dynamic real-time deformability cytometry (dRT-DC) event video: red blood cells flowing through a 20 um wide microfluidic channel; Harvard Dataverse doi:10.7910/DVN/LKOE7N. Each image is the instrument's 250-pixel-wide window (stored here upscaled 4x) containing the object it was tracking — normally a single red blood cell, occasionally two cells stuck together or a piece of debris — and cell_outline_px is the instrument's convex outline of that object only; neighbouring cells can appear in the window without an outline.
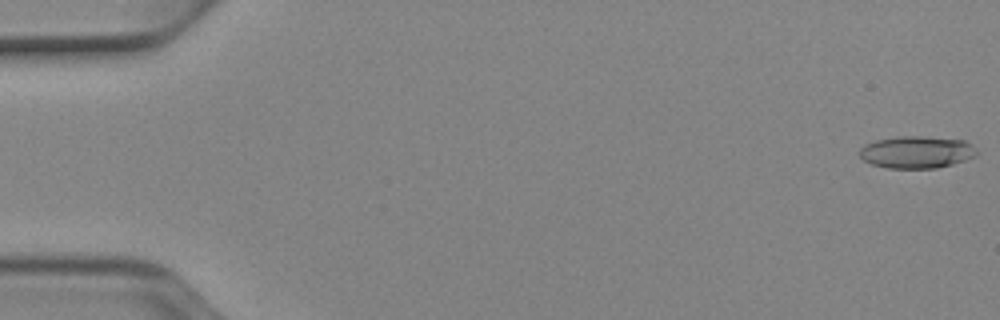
{"species": "Egyptian fruit bat (a non-hibernating species)", "species_latin": "Rousettus aegyptiacus", "temperature_condition": "cold", "stored_images_in_passage": 52, "camera_frame_rate_fps": 3000, "um_per_image_px": 0.085, "animal": {"sex": "female"}, "frame": {"image": 1, "passage_image": 1, "time_ms": 0.0, "image_size_px": [1000, 320], "cell_outline_px": [[976, 156], [952, 164], [936, 168], [888, 168], [872, 164], [864, 160], [860, 156], [860, 148], [864, 144], [876, 140], [900, 136], [920, 136], [964, 140], [972, 144], [976, 152]], "centroid_in_image_um": [77.9, 12.93], "position_along_channel_um": 7.1, "area_um2": 21.85}}
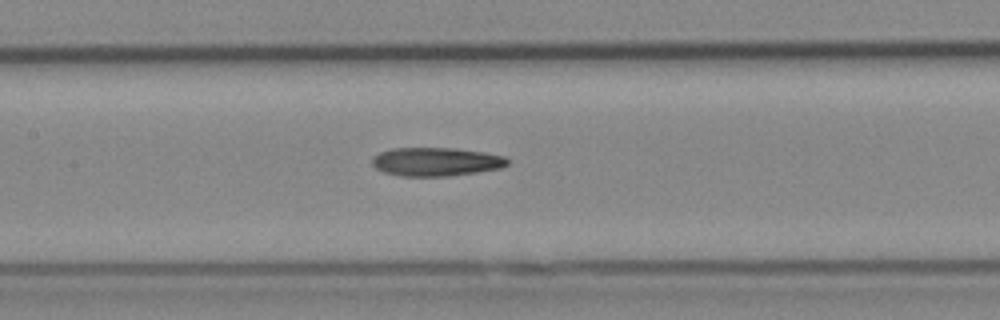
{"frame": {"image": 2, "passage_image": 25, "time_ms": 8.0, "image_size_px": [1000, 320], "cell_outline_px": [[508, 164], [500, 168], [476, 172], [448, 176], [400, 176], [384, 172], [376, 168], [372, 164], [372, 156], [380, 152], [392, 148], [456, 148], [484, 152], [504, 156], [508, 160]], "centroid_in_image_um": [37.04, 13.74], "position_along_channel_um": 170.4, "area_um2": 22.54}}
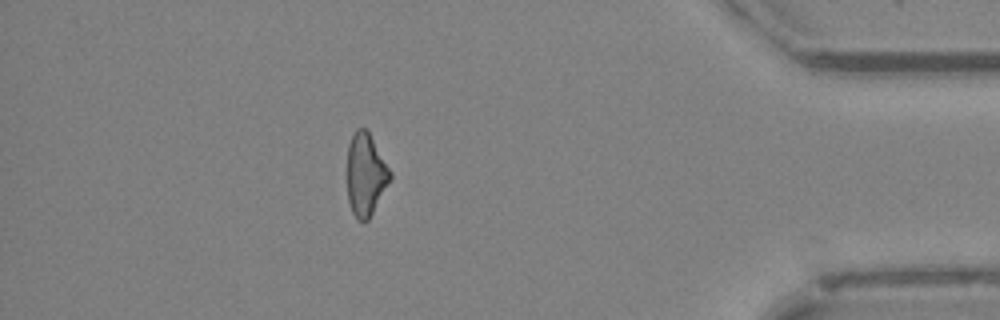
{"frame": {"image": 3, "passage_image": 46, "time_ms": 15.0, "image_size_px": [1000, 320], "cell_outline_px": [[392, 176], [368, 220], [364, 224], [356, 220], [352, 212], [348, 200], [348, 144], [356, 128], [364, 128], [368, 132], [392, 172]], "centroid_in_image_um": [31.07, 14.87], "position_along_channel_um": 404.1, "area_um2": 20.4}}